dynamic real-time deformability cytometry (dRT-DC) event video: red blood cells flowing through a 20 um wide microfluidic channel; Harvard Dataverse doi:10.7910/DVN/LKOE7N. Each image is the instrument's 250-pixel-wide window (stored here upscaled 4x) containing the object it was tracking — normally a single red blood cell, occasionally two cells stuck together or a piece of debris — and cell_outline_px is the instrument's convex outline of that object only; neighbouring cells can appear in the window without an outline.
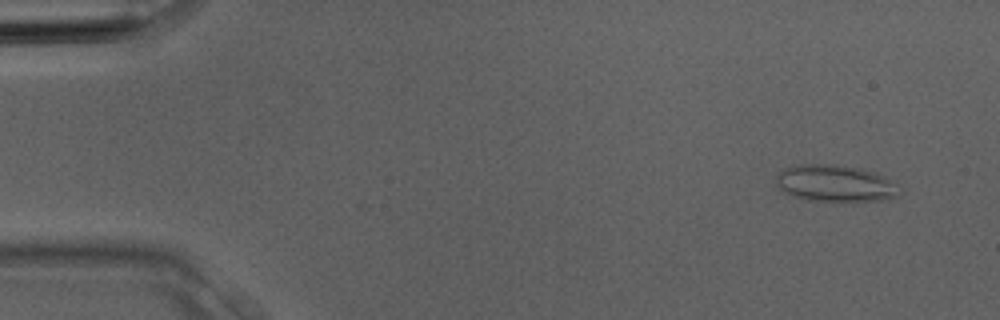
{"species": "Egyptian fruit bat (a non-hibernating species)", "species_latin": "Rousettus aegyptiacus", "temperature_condition": "room temperature", "stored_images_in_passage": 3, "camera_frame_rate_fps": 3000, "um_per_image_px": 0.085, "animal": {"sex": "male"}, "frame": {"image": 1, "passage_image": 1, "time_ms": 0.0, "image_size_px": [1000, 320], "cell_outline_px": [[904, 188], [900, 196], [880, 200], [856, 204], [832, 204], [808, 200], [796, 196], [780, 188], [776, 184], [776, 176], [784, 168], [796, 164], [832, 164], [856, 168], [872, 172]], "centroid_in_image_um": [71.05, 15.65], "position_along_channel_um": 14.0, "area_um2": 27.28}}